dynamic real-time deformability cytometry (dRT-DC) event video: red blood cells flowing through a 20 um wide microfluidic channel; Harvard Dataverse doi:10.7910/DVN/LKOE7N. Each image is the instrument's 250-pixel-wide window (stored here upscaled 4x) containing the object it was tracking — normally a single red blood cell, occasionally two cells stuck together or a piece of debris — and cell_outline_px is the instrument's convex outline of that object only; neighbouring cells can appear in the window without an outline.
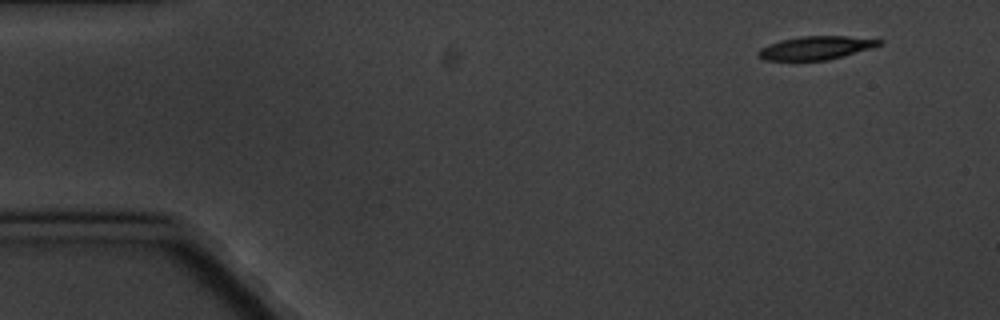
{"species": "common noctule bat (a hibernating species)", "species_latin": "Nyctalus noctula", "temperature_condition": "cold", "stored_images_in_passage": 10, "camera_frame_rate_fps": 3000, "um_per_image_px": 0.085, "animal": {"sex": "male", "body_mass_g": 20.1, "forearm_length_mm": 53.5}, "frame": {"image": 1, "passage_image": 1, "time_ms": 0.0, "image_size_px": [1000, 320], "cell_outline_px": [[884, 44], [872, 48], [844, 56], [828, 60], [764, 60], [756, 56], [756, 52], [760, 48], [768, 44], [780, 40], [800, 36], [848, 36], [884, 40]], "centroid_in_image_um": [69.35, 4.07], "position_along_channel_um": 15.6, "area_um2": 16.7}}
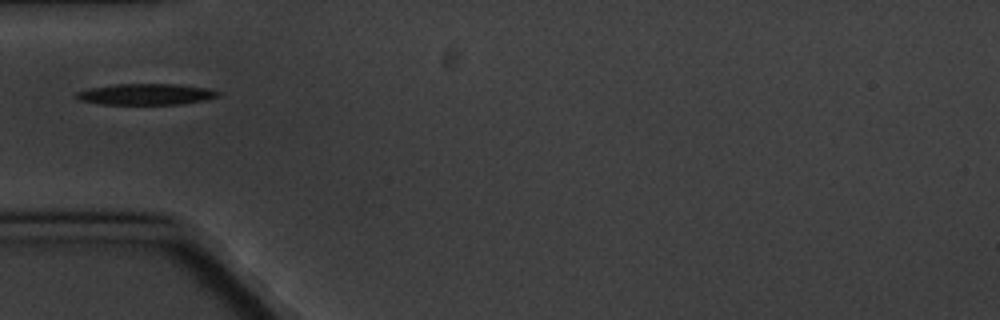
{"frame": {"image": 2, "passage_image": 5, "time_ms": 4.667, "image_size_px": [1000, 320], "cell_outline_px": [[220, 92], [216, 96], [204, 100], [180, 104], [96, 104], [80, 100], [72, 96], [76, 92], [88, 88], [116, 84], [180, 84], [208, 88]], "centroid_in_image_um": [12.33, 8.01], "position_along_channel_um": 72.7, "area_um2": 17.51}}
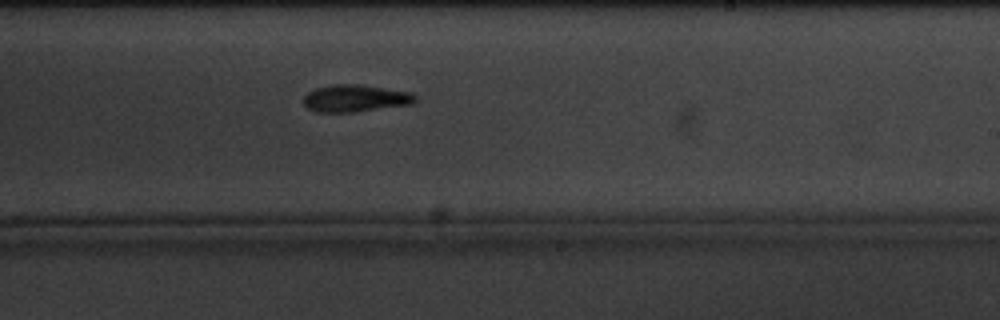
{"frame": {"image": 3, "passage_image": 10, "time_ms": 10.333, "image_size_px": [1000, 320], "cell_outline_px": [[416, 100], [412, 104], [352, 112], [316, 112], [308, 108], [304, 104], [304, 96], [308, 92], [316, 88], [332, 84], [356, 84], [412, 92], [416, 96]], "centroid_in_image_um": [30.19, 8.35], "position_along_channel_um": 258.8, "area_um2": 17.57}}